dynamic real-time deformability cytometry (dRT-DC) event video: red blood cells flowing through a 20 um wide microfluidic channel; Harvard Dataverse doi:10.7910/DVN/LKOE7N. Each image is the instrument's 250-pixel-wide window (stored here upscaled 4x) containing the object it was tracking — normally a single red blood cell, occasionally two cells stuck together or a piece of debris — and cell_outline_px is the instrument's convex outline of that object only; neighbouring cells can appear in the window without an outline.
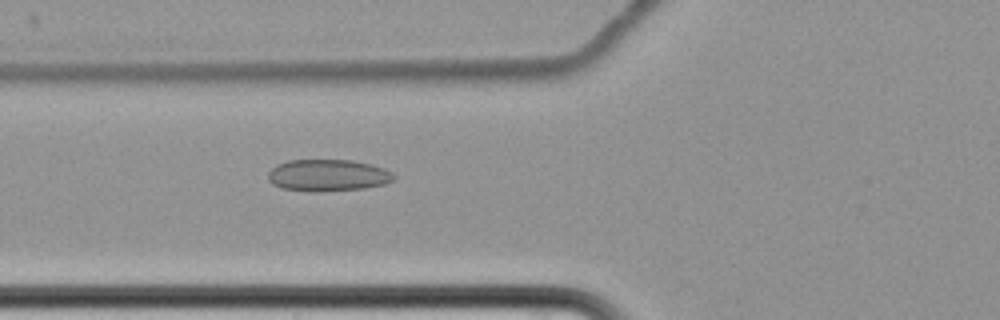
{"species": "common noctule bat (a hibernating species)", "species_latin": "Nyctalus noctula", "temperature_condition": "cold", "stored_images_in_passage": 7, "camera_frame_rate_fps": 3000, "um_per_image_px": 0.085, "animal": {"sex": "female", "body_mass_g": 22.7, "forearm_length_mm": 54.2}, "frame": {"image": 1, "passage_image": 7, "time_ms": 8.0, "image_size_px": [1000, 320], "cell_outline_px": [[396, 176], [392, 180], [384, 184], [364, 188], [316, 192], [280, 188], [272, 184], [268, 180], [268, 172], [276, 164], [288, 160], [352, 160], [372, 164], [384, 168], [392, 172]], "centroid_in_image_um": [27.85, 14.9], "position_along_channel_um": 98.0, "area_um2": 23.47}}